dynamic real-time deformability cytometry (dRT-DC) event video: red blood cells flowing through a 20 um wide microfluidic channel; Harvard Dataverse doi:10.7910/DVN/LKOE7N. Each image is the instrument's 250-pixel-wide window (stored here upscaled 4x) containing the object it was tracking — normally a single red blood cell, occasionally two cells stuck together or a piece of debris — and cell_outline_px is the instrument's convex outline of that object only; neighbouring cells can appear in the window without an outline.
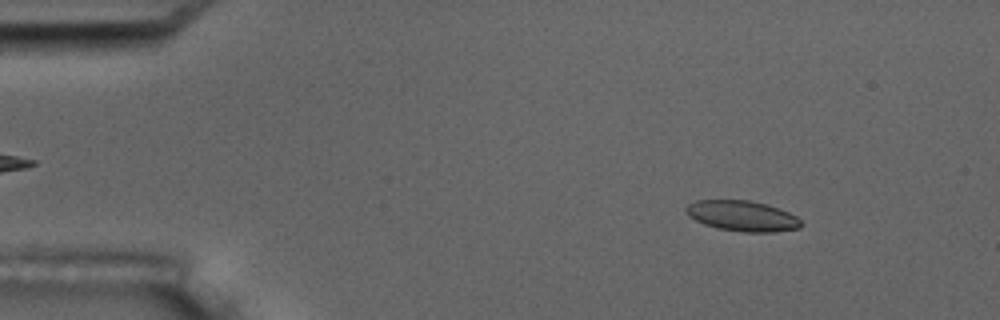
{"species": "common noctule bat (a hibernating species)", "species_latin": "Nyctalus noctula", "temperature_condition": "room temperature", "stored_images_in_passage": 5, "camera_frame_rate_fps": 3000, "um_per_image_px": 0.085, "animal": {"sex": "male", "body_mass_g": 17.5, "forearm_length_mm": 52.3}, "frame": {"image": 1, "passage_image": 2, "time_ms": 1.0, "image_size_px": [1000, 320], "cell_outline_px": [[804, 224], [800, 228], [772, 232], [744, 232], [716, 228], [704, 224], [688, 216], [684, 212], [684, 208], [688, 204], [696, 200], [748, 200], [764, 204], [788, 212], [796, 216]], "centroid_in_image_um": [63.06, 18.36], "position_along_channel_um": 21.9, "area_um2": 20.46}}
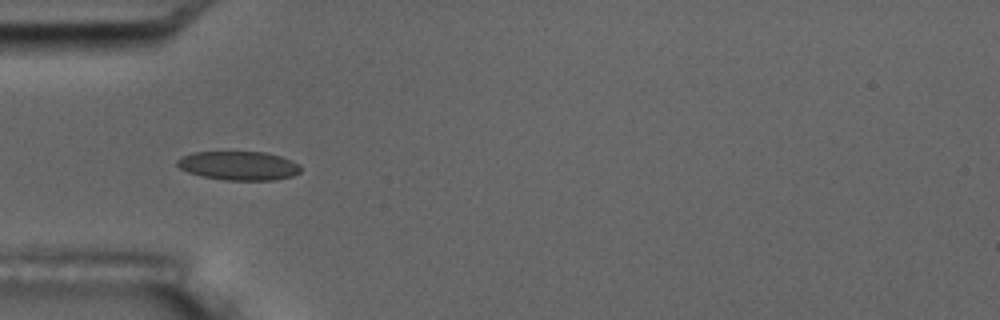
{"frame": {"image": 2, "passage_image": 5, "time_ms": 4.333, "image_size_px": [1000, 320], "cell_outline_px": [[300, 172], [292, 176], [272, 180], [224, 180], [204, 176], [188, 172], [180, 168], [176, 164], [176, 160], [180, 156], [192, 152], [264, 152], [280, 156], [292, 160], [300, 164]], "centroid_in_image_um": [20.28, 14.07], "position_along_channel_um": 64.7, "area_um2": 20.81}}